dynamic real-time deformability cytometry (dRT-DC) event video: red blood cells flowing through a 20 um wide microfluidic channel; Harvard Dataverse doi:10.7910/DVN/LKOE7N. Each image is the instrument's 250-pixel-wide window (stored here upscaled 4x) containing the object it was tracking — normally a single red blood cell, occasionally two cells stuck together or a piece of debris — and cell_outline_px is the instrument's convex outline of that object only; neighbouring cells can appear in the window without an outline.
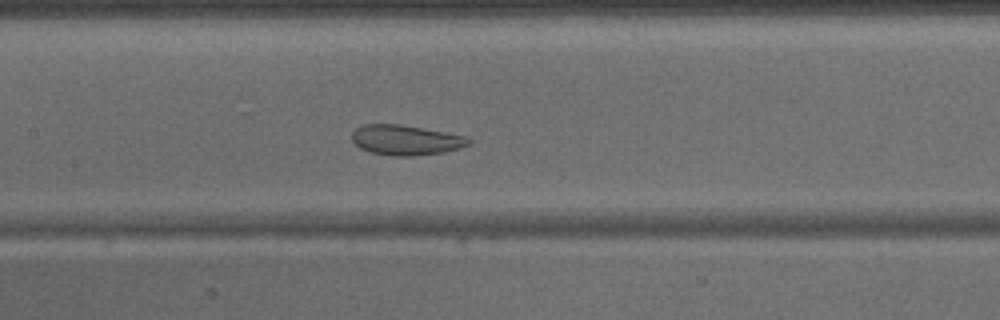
{"species": "common noctule bat (a hibernating species)", "species_latin": "Nyctalus noctula", "temperature_condition": "warm", "stored_images_in_passage": 46, "camera_frame_rate_fps": 3000, "um_per_image_px": 0.085, "animal": {"sex": "male", "body_mass_g": 15.6}, "frame": {"image": 1, "passage_image": 22, "time_ms": 7.0, "image_size_px": [1000, 320], "cell_outline_px": [[472, 144], [460, 148], [444, 152], [412, 156], [392, 156], [372, 152], [360, 148], [352, 140], [352, 132], [360, 124], [400, 124], [468, 136], [472, 140]], "centroid_in_image_um": [34.52, 11.9], "position_along_channel_um": 172.9, "area_um2": 20.63}}
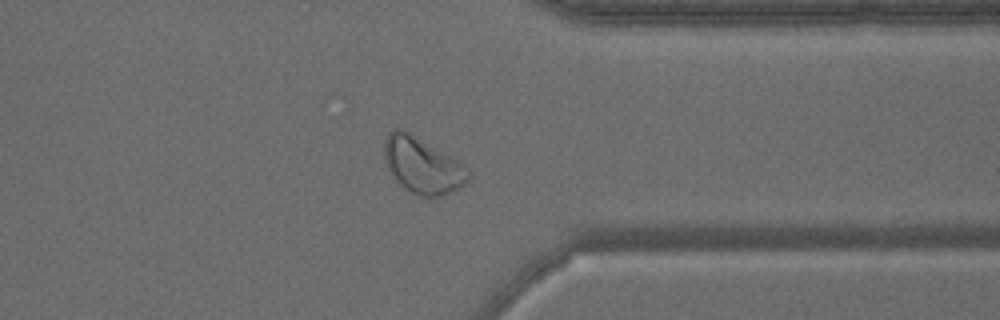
{"frame": {"image": 2, "passage_image": 36, "time_ms": 11.667, "image_size_px": [1000, 320], "cell_outline_px": [[472, 176], [460, 188], [440, 196], [420, 196], [404, 188], [392, 176], [388, 168], [384, 156], [384, 140], [388, 132], [396, 128], [400, 128], [408, 132], [460, 160], [472, 172]], "centroid_in_image_um": [35.94, 14.05], "position_along_channel_um": 375.5, "area_um2": 27.57}}
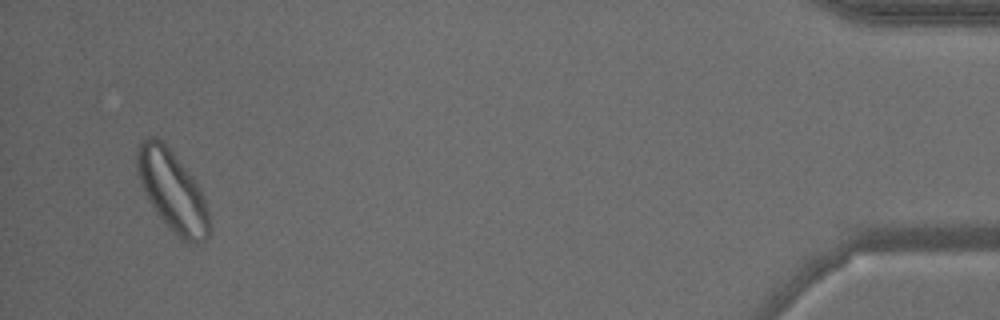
{"frame": {"image": 3, "passage_image": 44, "time_ms": 14.333, "image_size_px": [1000, 320], "cell_outline_px": [[212, 228], [204, 244], [188, 244], [168, 228], [156, 212], [140, 184], [136, 176], [136, 148], [148, 136], [156, 136], [172, 152], [200, 188], [208, 208]], "centroid_in_image_um": [14.66, 16.3], "position_along_channel_um": 420.5, "area_um2": 34.16}}